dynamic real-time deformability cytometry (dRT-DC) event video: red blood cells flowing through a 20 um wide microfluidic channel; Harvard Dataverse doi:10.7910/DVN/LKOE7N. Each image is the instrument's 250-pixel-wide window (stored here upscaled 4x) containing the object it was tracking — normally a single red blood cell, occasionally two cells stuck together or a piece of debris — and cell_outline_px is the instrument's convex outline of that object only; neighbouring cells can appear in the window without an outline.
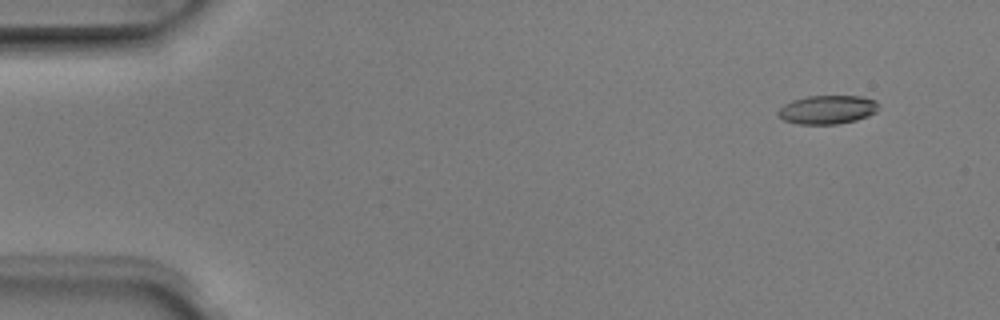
{"species": "Egyptian fruit bat (a non-hibernating species)", "species_latin": "Rousettus aegyptiacus", "temperature_condition": "room temperature", "stored_images_in_passage": 6, "camera_frame_rate_fps": 3000, "um_per_image_px": 0.085, "animal": {"sex": "male"}, "frame": {"image": 1, "passage_image": 2, "time_ms": 0.333, "image_size_px": [1000, 320], "cell_outline_px": [[880, 104], [876, 112], [868, 116], [856, 120], [836, 124], [796, 124], [784, 120], [776, 112], [784, 104], [792, 100], [808, 96], [860, 96], [876, 100]], "centroid_in_image_um": [70.34, 9.32], "position_along_channel_um": 14.7, "area_um2": 16.88}}